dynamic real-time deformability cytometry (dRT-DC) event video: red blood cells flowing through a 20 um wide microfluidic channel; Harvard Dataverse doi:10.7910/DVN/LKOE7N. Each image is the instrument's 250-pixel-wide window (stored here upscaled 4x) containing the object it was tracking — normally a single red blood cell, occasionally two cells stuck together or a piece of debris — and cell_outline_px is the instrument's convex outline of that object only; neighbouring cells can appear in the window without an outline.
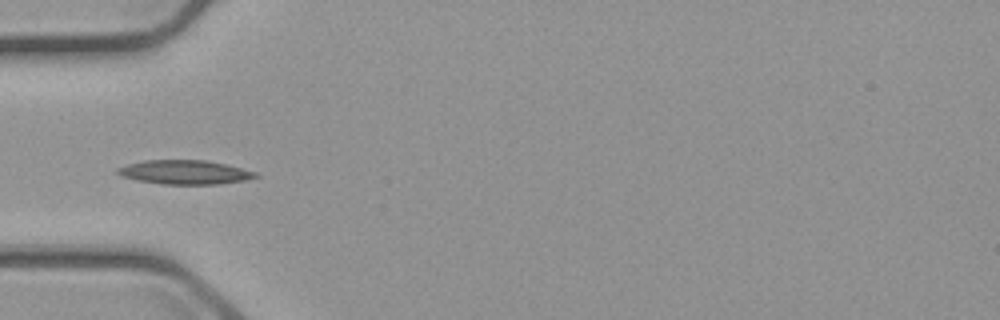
{"species": "common noctule bat (a hibernating species)", "species_latin": "Nyctalus noctula", "temperature_condition": "cold", "stored_images_in_passage": 2, "camera_frame_rate_fps": 3000, "um_per_image_px": 0.085, "animal": {"sex": "male", "body_mass_g": 23.1, "forearm_length_mm": 52.7}, "frame": {"image": 1, "passage_image": 2, "time_ms": 1.333, "image_size_px": [1000, 320], "cell_outline_px": [[260, 176], [244, 180], [216, 184], [164, 184], [136, 180], [120, 176], [116, 172], [116, 168], [128, 164], [144, 160], [208, 160], [256, 172]], "centroid_in_image_um": [15.66, 14.63], "position_along_channel_um": 69.3, "area_um2": 19.25}}